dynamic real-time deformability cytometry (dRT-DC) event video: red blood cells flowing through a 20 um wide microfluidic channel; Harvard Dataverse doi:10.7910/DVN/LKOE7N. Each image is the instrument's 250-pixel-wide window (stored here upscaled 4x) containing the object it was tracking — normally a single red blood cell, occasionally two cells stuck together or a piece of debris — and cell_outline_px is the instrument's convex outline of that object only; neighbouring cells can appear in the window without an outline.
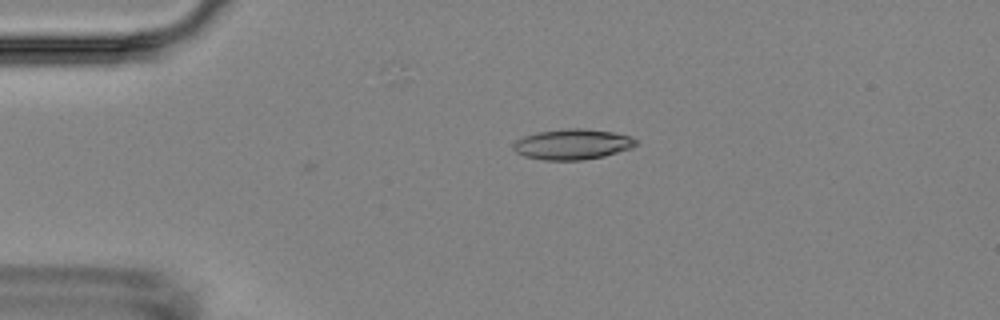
{"species": "Egyptian fruit bat (a non-hibernating species)", "species_latin": "Rousettus aegyptiacus", "temperature_condition": "room temperature", "stored_images_in_passage": 3, "camera_frame_rate_fps": 3000, "um_per_image_px": 0.085, "animal": {"sex": "female"}, "frame": {"image": 1, "passage_image": 3, "time_ms": 2.333, "image_size_px": [1000, 320], "cell_outline_px": [[636, 144], [632, 148], [604, 156], [584, 160], [544, 160], [524, 156], [516, 152], [512, 148], [512, 144], [516, 140], [524, 136], [536, 132], [568, 128], [584, 128], [612, 132], [628, 136], [636, 140]], "centroid_in_image_um": [48.62, 12.26], "position_along_channel_um": 36.4, "area_um2": 21.79}}